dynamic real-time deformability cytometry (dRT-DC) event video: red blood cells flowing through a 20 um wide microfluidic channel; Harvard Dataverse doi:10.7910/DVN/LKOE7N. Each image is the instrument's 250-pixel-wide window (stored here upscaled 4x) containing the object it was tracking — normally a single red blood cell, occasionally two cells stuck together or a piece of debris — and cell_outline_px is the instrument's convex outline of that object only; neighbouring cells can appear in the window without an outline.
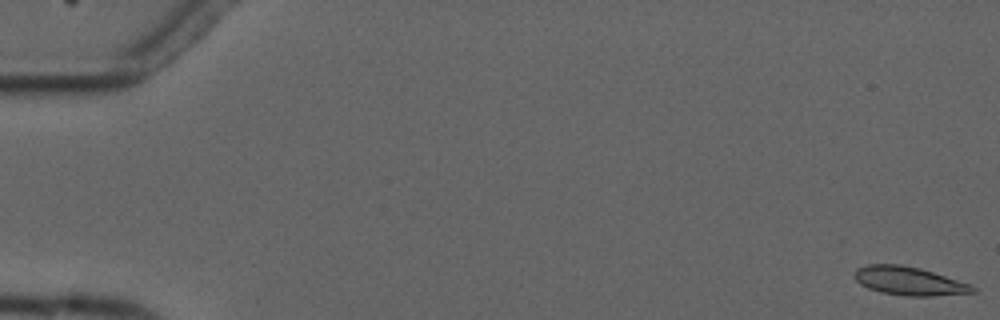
{"species": "common noctule bat (a hibernating species)", "species_latin": "Nyctalus noctula", "temperature_condition": "cold", "stored_images_in_passage": 5, "camera_frame_rate_fps": 3000, "um_per_image_px": 0.085, "animal": {"sex": "male", "forearm_length_mm": 52.5}, "frame": {"image": 1, "passage_image": 1, "time_ms": 0.0, "image_size_px": [1000, 320], "cell_outline_px": [[976, 292], [932, 296], [908, 296], [880, 292], [868, 288], [860, 284], [852, 276], [856, 268], [868, 264], [900, 264], [920, 268], [972, 284], [976, 288]], "centroid_in_image_um": [77.26, 23.88], "position_along_channel_um": 7.7, "area_um2": 19.77}}